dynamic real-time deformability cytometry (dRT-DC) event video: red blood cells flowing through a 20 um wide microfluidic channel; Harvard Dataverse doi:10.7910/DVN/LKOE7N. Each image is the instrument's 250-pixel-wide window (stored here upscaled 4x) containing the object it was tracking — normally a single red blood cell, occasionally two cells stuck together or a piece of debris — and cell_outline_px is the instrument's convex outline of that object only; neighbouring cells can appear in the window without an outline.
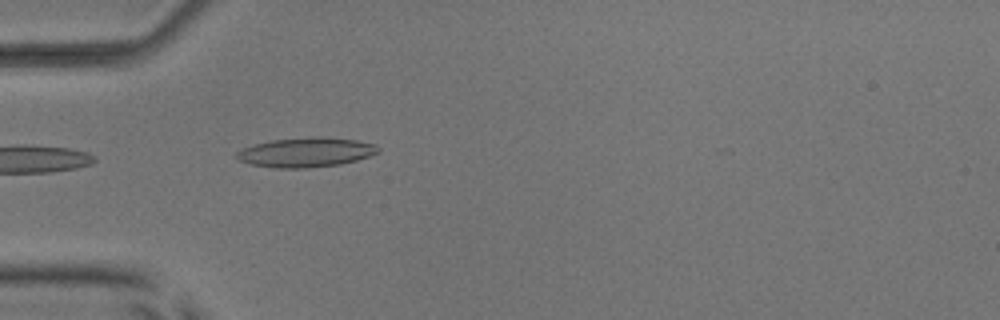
{"species": "common noctule bat (a hibernating species)", "species_latin": "Nyctalus noctula", "temperature_condition": "room temperature", "stored_images_in_passage": 4, "camera_frame_rate_fps": 3000, "um_per_image_px": 0.085, "animal": {"sex": "male", "body_mass_g": 17.9, "forearm_length_mm": 54.2}, "frame": {"image": 1, "passage_image": 1, "time_ms": 0.0, "image_size_px": [1000, 320], "cell_outline_px": [[380, 152], [356, 160], [340, 164], [308, 168], [276, 168], [252, 164], [240, 160], [236, 156], [236, 152], [244, 148], [256, 144], [272, 140], [312, 136], [320, 136], [356, 140], [376, 144], [380, 148]], "centroid_in_image_um": [26.05, 12.94], "position_along_channel_um": 58.9, "area_um2": 24.28}}